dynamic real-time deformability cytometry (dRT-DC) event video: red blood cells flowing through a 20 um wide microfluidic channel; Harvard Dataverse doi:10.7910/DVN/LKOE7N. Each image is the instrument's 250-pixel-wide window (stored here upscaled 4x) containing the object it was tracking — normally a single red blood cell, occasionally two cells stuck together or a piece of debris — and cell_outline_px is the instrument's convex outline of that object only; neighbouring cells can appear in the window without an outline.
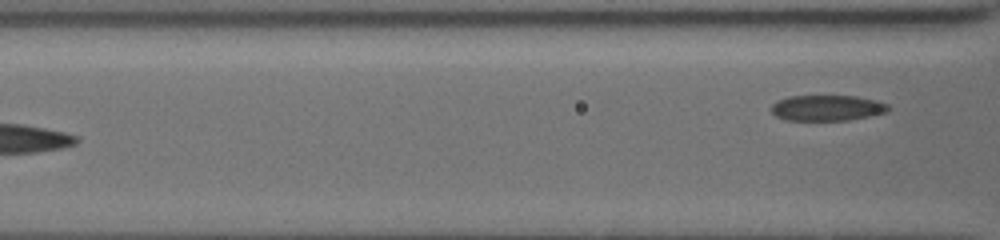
{"species": "common noctule bat (a hibernating species)", "species_latin": "Nyctalus noctula", "temperature_condition": "cold", "stored_images_in_passage": 33, "segment_of_instrument_passage": [2, 2], "camera_frame_rate_fps": 3000, "um_per_image_px": 0.085, "animal": {"sex": "female", "body_mass_g": 19.5, "forearm_length_mm": 54.1}, "frame": {"image": 1, "passage_image": 33, "time_ms": 8.667, "image_size_px": [1000, 240], "cell_outline_px": [[888, 112], [848, 120], [784, 120], [776, 116], [768, 108], [776, 100], [788, 96], [856, 96], [876, 100], [888, 104]], "centroid_in_image_um": [70.25, 9.17], "position_along_channel_um": 96.4, "area_um2": 17.63}}